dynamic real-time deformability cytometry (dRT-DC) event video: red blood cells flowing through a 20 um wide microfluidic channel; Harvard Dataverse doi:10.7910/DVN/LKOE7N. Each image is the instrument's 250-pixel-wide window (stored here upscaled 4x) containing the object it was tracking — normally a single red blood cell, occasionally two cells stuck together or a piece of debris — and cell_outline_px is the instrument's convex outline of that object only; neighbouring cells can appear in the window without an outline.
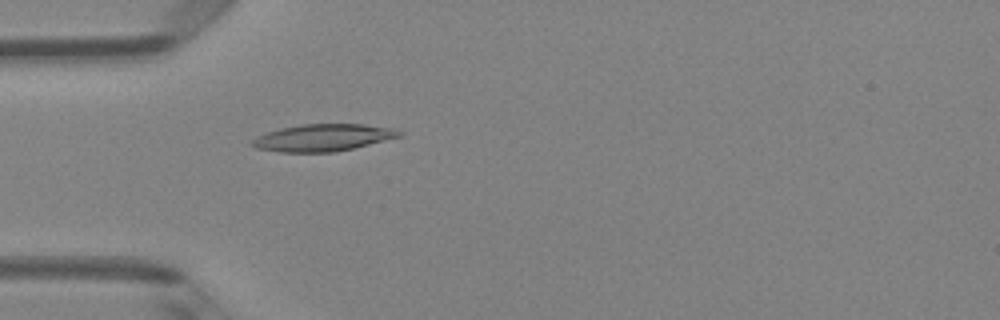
{"species": "Egyptian fruit bat (a non-hibernating species)", "species_latin": "Rousettus aegyptiacus", "temperature_condition": "room temperature", "stored_images_in_passage": 4, "camera_frame_rate_fps": 3000, "um_per_image_px": 0.085, "animal": {"sex": "female"}, "frame": {"image": 1, "passage_image": 4, "time_ms": 4.333, "image_size_px": [1000, 320], "cell_outline_px": [[404, 132], [400, 136], [336, 152], [280, 152], [256, 148], [248, 144], [256, 136], [280, 128], [300, 124], [364, 124], [396, 128]], "centroid_in_image_um": [27.43, 11.69], "position_along_channel_um": 57.6, "area_um2": 23.24}}